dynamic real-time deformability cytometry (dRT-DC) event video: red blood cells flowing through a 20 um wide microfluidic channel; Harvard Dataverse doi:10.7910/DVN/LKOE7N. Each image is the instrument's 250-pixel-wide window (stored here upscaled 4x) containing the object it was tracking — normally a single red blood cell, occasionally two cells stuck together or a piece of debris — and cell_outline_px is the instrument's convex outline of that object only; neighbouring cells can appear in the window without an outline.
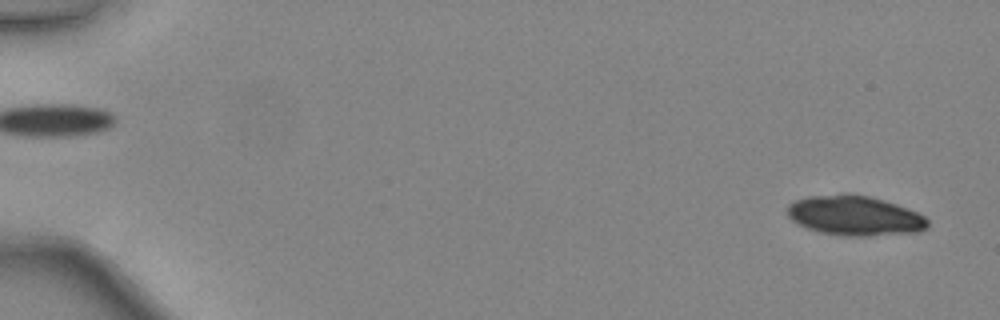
{"species": "common noctule bat (a hibernating species)", "species_latin": "Nyctalus noctula", "temperature_condition": "warm", "stored_images_in_passage": 47, "camera_frame_rate_fps": 3000, "um_per_image_px": 0.085, "animal": {"sex": "female", "body_mass_g": 24.6, "forearm_length_mm": 56.2}, "frame": {"image": 1, "passage_image": 2, "time_ms": 0.333, "image_size_px": [1000, 320], "cell_outline_px": [[928, 228], [920, 232], [868, 236], [844, 236], [820, 232], [808, 228], [792, 220], [788, 216], [788, 204], [796, 200], [808, 196], [868, 196], [884, 200], [908, 208], [924, 216], [928, 220]], "centroid_in_image_um": [72.7, 18.37], "position_along_channel_um": 12.3, "area_um2": 31.96}}
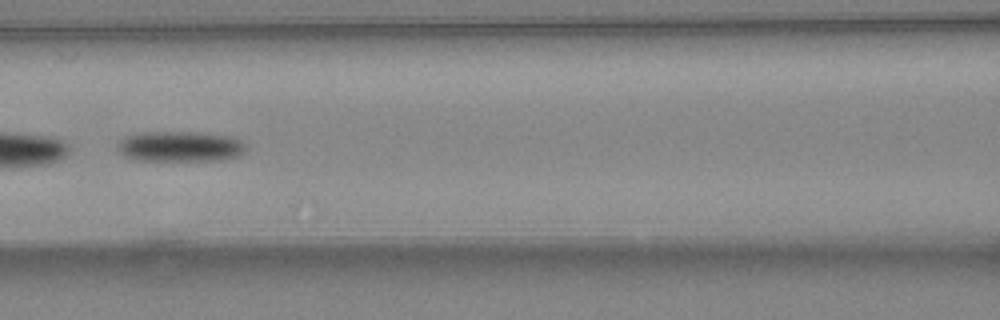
{"frame": {"image": 2, "passage_image": 23, "time_ms": 7.333, "image_size_px": [1000, 320], "cell_outline_px": [[248, 148], [240, 156], [216, 160], [140, 160], [124, 156], [116, 148], [120, 140], [124, 136], [140, 132], [200, 132], [232, 136], [240, 140]], "centroid_in_image_um": [15.32, 12.43], "position_along_channel_um": 151.3, "area_um2": 22.95}}
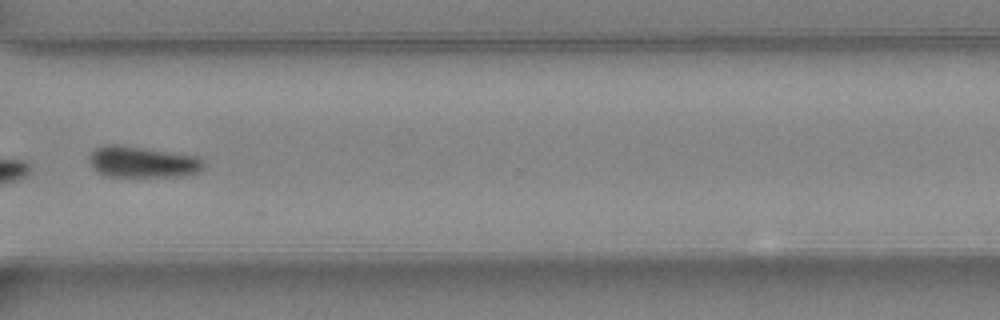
{"frame": {"image": 3, "passage_image": 37, "time_ms": 12.0, "image_size_px": [1000, 320], "cell_outline_px": [[204, 168], [196, 172], [184, 176], [108, 176], [96, 172], [88, 164], [88, 156], [92, 148], [104, 144], [116, 144], [144, 148], [196, 156], [204, 160]], "centroid_in_image_um": [12.02, 13.76], "position_along_channel_um": 358.6, "area_um2": 21.04}, "authors_computed_cell_mechanics": {"area_um2": 24.7384, "velocity_mm_per_s": 4.443, "shape_relaxation_time_tau1_ms": 2.1589, "shape_relaxation_time_tau2_ms": null, "deformation_change_tau1": 0.0939, "deformation_change_tau2": null}}